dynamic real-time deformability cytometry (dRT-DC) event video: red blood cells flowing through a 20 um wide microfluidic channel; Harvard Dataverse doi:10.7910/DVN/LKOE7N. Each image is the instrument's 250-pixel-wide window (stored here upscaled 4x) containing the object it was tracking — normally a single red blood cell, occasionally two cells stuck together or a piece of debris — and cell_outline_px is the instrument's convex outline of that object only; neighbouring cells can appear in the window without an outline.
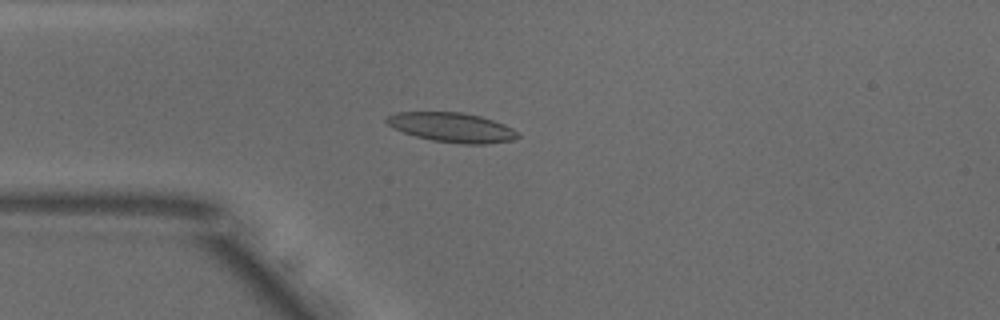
{"species": "common noctule bat (a hibernating species)", "species_latin": "Nyctalus noctula", "temperature_condition": "warm", "stored_images_in_passage": 47, "camera_frame_rate_fps": 3000, "um_per_image_px": 0.085, "animal": {"sex": "male", "body_mass_g": 18.8}, "frame": {"image": 1, "passage_image": 9, "time_ms": 2.667, "image_size_px": [1000, 320], "cell_outline_px": [[520, 136], [512, 140], [484, 144], [464, 144], [432, 140], [416, 136], [392, 128], [384, 120], [388, 116], [396, 112], [464, 112], [480, 116], [504, 124], [512, 128]], "centroid_in_image_um": [38.4, 10.82], "position_along_channel_um": 46.6, "area_um2": 22.43}}
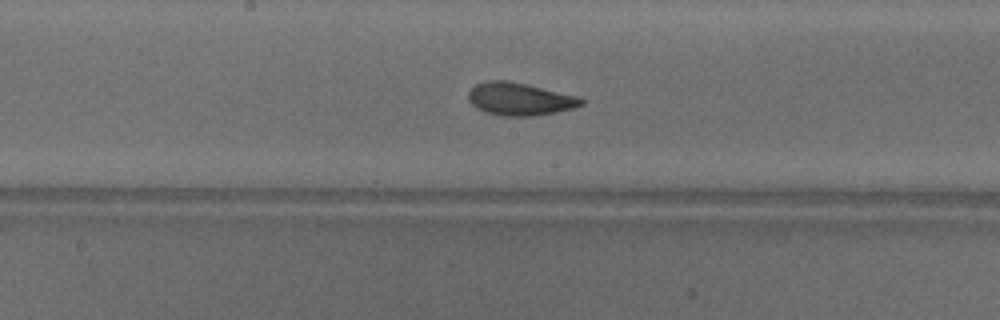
{"frame": {"image": 2, "passage_image": 22, "time_ms": 7.0, "image_size_px": [1000, 320], "cell_outline_px": [[584, 104], [572, 108], [556, 112], [536, 116], [504, 116], [488, 112], [476, 108], [468, 100], [468, 92], [476, 84], [488, 80], [508, 80], [576, 96], [584, 100]], "centroid_in_image_um": [44.15, 8.42], "position_along_channel_um": 204.1, "area_um2": 21.27}}
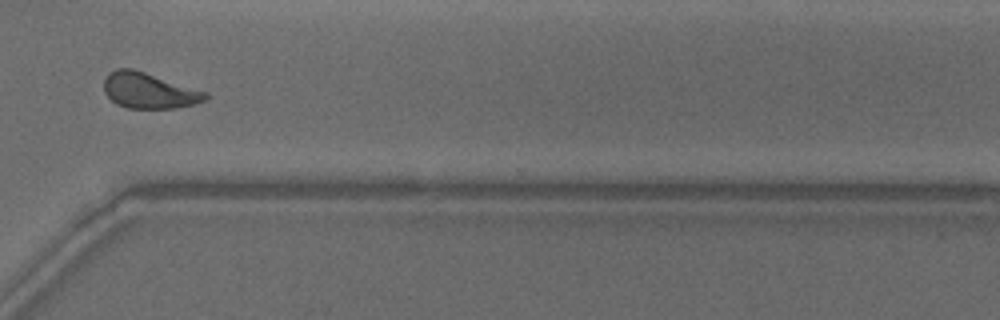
{"frame": {"image": 3, "passage_image": 34, "time_ms": 11.0, "image_size_px": [1000, 320], "cell_outline_px": [[208, 96], [204, 100], [192, 104], [176, 108], [128, 108], [116, 104], [104, 92], [104, 80], [108, 72], [116, 68], [132, 68], [208, 92]], "centroid_in_image_um": [12.63, 7.69], "position_along_channel_um": 358.0, "area_um2": 21.04}, "authors_computed_cell_mechanics": {"area_um2": 21.3282, "velocity_mm_per_s": 3.8511, "shape_relaxation_time_tau1_ms": 5.3832, "shape_relaxation_time_tau2_ms": 1.6573, "deformation_change_tau1": 0.1584, "deformation_change_tau2": 0.073}}